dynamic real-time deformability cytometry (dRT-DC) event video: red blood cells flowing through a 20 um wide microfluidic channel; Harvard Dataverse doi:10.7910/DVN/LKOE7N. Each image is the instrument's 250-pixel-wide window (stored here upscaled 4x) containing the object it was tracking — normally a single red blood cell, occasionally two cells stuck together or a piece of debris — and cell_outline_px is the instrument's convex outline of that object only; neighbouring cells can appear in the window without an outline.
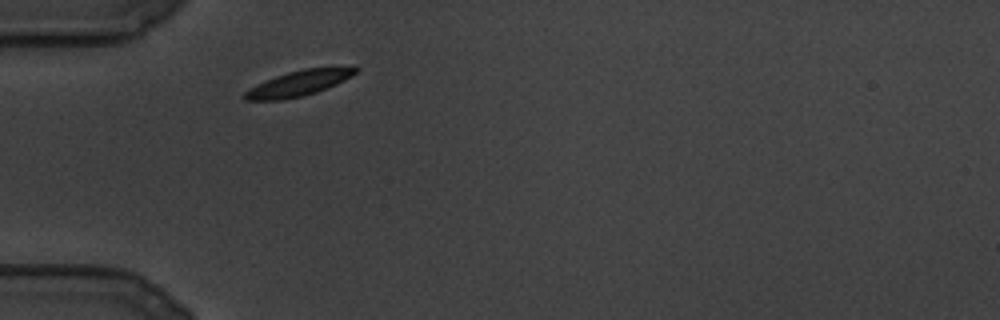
{"species": "common noctule bat (a hibernating species)", "species_latin": "Nyctalus noctula", "temperature_condition": "cold", "stored_images_in_passage": 84, "camera_frame_rate_fps": 3000, "um_per_image_px": 0.085, "animal": {"sex": "male", "body_mass_g": 19.5, "forearm_length_mm": 54.6}, "frame": {"image": 1, "passage_image": 1, "time_ms": 0.0, "image_size_px": [1000, 320], "cell_outline_px": [[360, 68], [356, 72], [344, 80], [336, 84], [316, 92], [300, 96], [280, 100], [244, 100], [240, 96], [244, 92], [256, 84], [276, 76], [288, 72], [304, 68]], "centroid_in_image_um": [25.28, 7.1], "position_along_channel_um": 59.7, "area_um2": 16.01}}
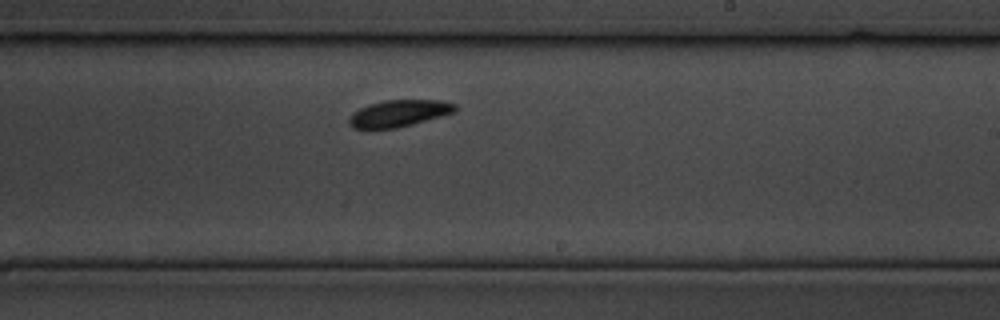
{"frame": {"image": 2, "passage_image": 37, "time_ms": 12.0, "image_size_px": [1000, 320], "cell_outline_px": [[456, 112], [412, 124], [396, 128], [352, 128], [348, 124], [348, 120], [352, 112], [368, 104], [384, 100], [440, 100], [456, 104]], "centroid_in_image_um": [33.89, 9.62], "position_along_channel_um": 255.1, "area_um2": 16.53}}
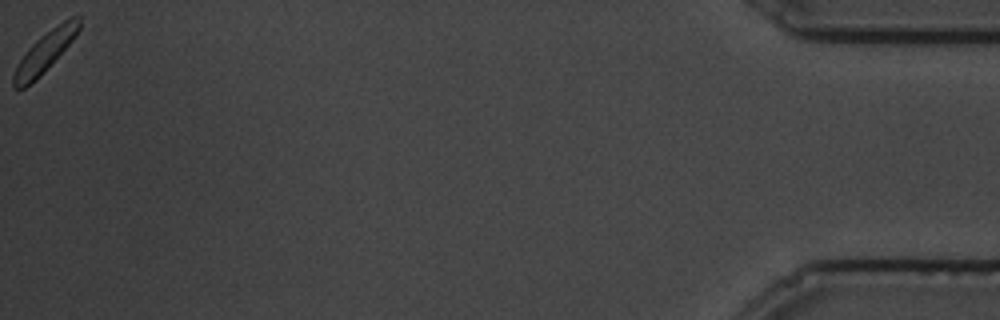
{"frame": {"image": 3, "passage_image": 84, "time_ms": 27.667, "image_size_px": [1000, 320], "cell_outline_px": [[80, 28], [76, 36], [40, 76], [24, 88], [12, 88], [12, 76], [16, 64], [28, 48], [40, 36], [64, 20], [72, 16], [80, 16]], "centroid_in_image_um": [3.79, 4.42], "position_along_channel_um": 431.4, "area_um2": 15.26}}